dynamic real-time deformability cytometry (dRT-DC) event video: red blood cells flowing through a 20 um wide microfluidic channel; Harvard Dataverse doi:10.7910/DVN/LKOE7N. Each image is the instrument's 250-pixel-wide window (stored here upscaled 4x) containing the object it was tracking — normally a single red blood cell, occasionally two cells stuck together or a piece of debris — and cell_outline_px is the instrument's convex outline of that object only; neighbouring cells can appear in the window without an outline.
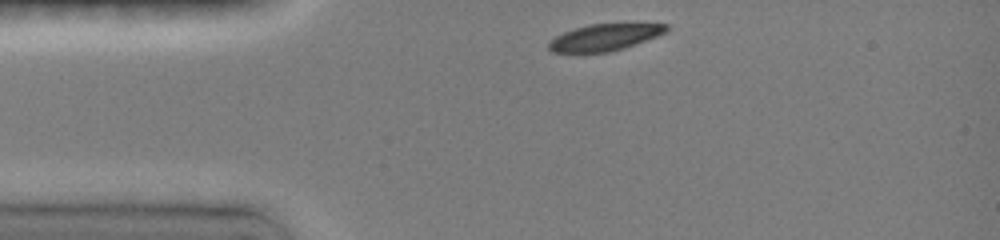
{"species": "common noctule bat (a hibernating species)", "species_latin": "Nyctalus noctula", "temperature_condition": "room temperature", "stored_images_in_passage": 25, "camera_frame_rate_fps": 3000, "um_per_image_px": 0.085, "animal": {"sex": "female", "body_mass_g": 19.0, "forearm_length_mm": 51.5}, "frame": {"image": 1, "passage_image": 1, "time_ms": 0.0, "image_size_px": [1000, 240], "cell_outline_px": [[668, 28], [664, 32], [656, 36], [624, 48], [608, 52], [552, 52], [548, 48], [548, 40], [564, 32], [576, 28], [592, 24], [668, 24]], "centroid_in_image_um": [51.34, 3.18], "position_along_channel_um": 33.7, "area_um2": 17.86}}
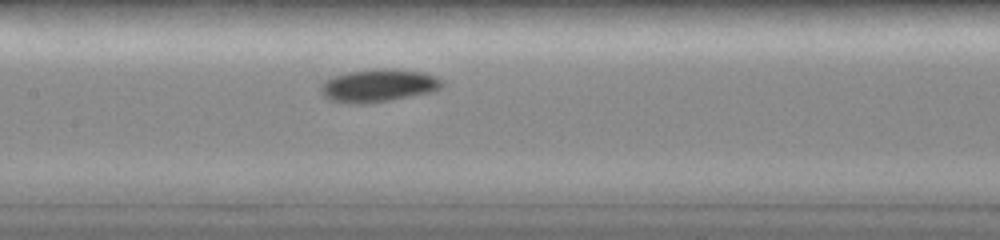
{"frame": {"image": 2, "passage_image": 12, "time_ms": 3.667, "image_size_px": [1000, 240], "cell_outline_px": [[444, 84], [440, 88], [432, 92], [388, 100], [364, 104], [352, 104], [328, 100], [324, 96], [320, 88], [320, 84], [324, 80], [332, 76], [348, 72], [380, 68], [392, 68], [424, 72], [436, 76], [444, 80]], "centroid_in_image_um": [32.16, 7.26], "position_along_channel_um": 175.2, "area_um2": 23.47}}
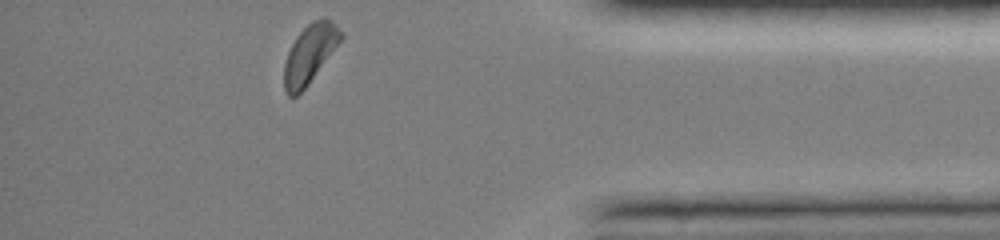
{"frame": {"image": 3, "passage_image": 25, "time_ms": 8.0, "image_size_px": [1000, 240], "cell_outline_px": [[344, 36], [308, 84], [296, 96], [288, 96], [284, 88], [284, 64], [288, 52], [296, 36], [312, 20], [324, 16], [328, 16], [344, 32]], "centroid_in_image_um": [26.35, 4.52], "position_along_channel_um": 408.9, "area_um2": 19.36}, "authors_computed_cell_mechanics": {"area_um2": 20.808, "velocity_mm_per_s": 4.0237, "shape_relaxation_time_tau1_ms": 2.1623, "shape_relaxation_time_tau2_ms": null, "deformation_change_tau1": 0.1306, "deformation_change_tau2": null}}